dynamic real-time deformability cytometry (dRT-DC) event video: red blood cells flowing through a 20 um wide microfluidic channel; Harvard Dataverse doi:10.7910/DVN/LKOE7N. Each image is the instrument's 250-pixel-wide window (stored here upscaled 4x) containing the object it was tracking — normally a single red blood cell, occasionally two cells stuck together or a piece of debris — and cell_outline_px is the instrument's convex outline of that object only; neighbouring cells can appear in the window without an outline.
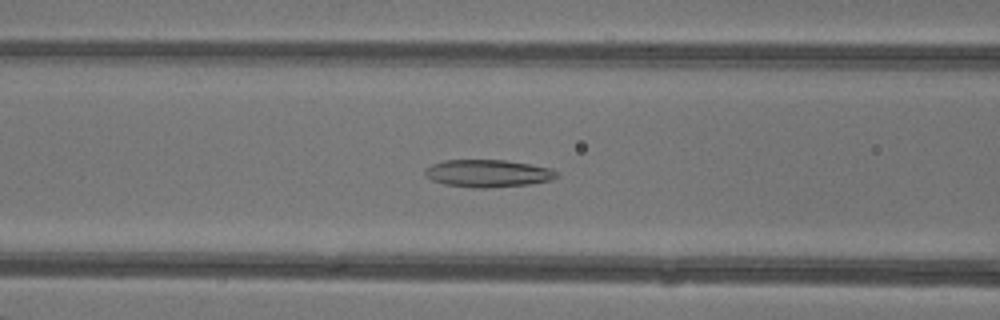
{"species": "common noctule bat (a hibernating species)", "species_latin": "Nyctalus noctula", "temperature_condition": "warm", "stored_images_in_passage": 48, "camera_frame_rate_fps": 3000, "um_per_image_px": 0.085, "animal": {"sex": "female"}, "frame": {"image": 1, "passage_image": 20, "time_ms": 6.333, "image_size_px": [1000, 320], "cell_outline_px": [[560, 176], [552, 180], [528, 184], [488, 188], [476, 188], [444, 184], [432, 180], [424, 172], [424, 168], [432, 164], [444, 160], [504, 160], [552, 168]], "centroid_in_image_um": [41.48, 14.73], "position_along_channel_um": 125.1, "area_um2": 21.04}}
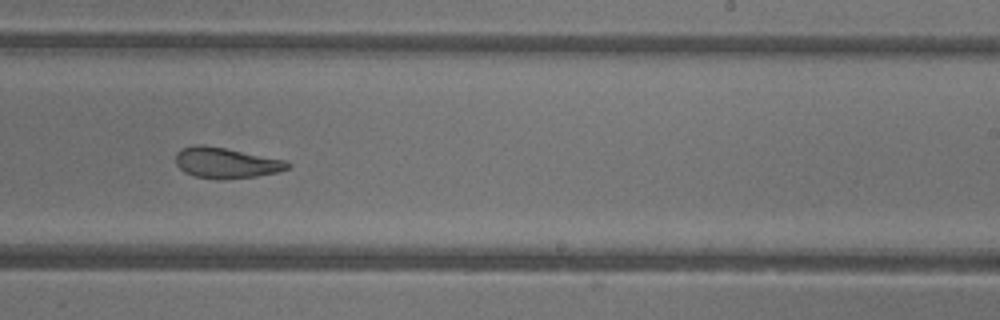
{"frame": {"image": 2, "passage_image": 30, "time_ms": 9.667, "image_size_px": [1000, 320], "cell_outline_px": [[292, 164], [288, 168], [280, 172], [256, 176], [196, 176], [184, 172], [176, 164], [176, 152], [180, 148], [192, 144], [204, 144], [284, 160]], "centroid_in_image_um": [19.18, 13.78], "position_along_channel_um": 269.8, "area_um2": 19.19}}
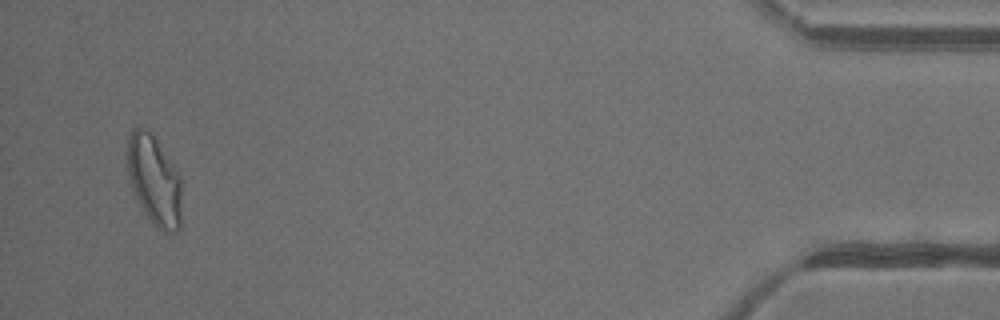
{"frame": {"image": 3, "passage_image": 46, "time_ms": 15.0, "image_size_px": [1000, 320], "cell_outline_px": [[180, 228], [176, 232], [164, 232], [156, 228], [152, 224], [140, 204], [132, 188], [128, 172], [128, 136], [132, 128], [144, 128], [152, 132], [176, 172], [180, 180]], "centroid_in_image_um": [13.09, 15.34], "position_along_channel_um": 422.1, "area_um2": 27.8}, "authors_computed_cell_mechanics": {"area_um2": 24.0737, "velocity_mm_per_s": 4.3415, "shape_relaxation_time_tau1_ms": 9.8358, "shape_relaxation_time_tau2_ms": 1.8614, "deformation_change_tau1": 0.2665, "deformation_change_tau2": 0.0975}}